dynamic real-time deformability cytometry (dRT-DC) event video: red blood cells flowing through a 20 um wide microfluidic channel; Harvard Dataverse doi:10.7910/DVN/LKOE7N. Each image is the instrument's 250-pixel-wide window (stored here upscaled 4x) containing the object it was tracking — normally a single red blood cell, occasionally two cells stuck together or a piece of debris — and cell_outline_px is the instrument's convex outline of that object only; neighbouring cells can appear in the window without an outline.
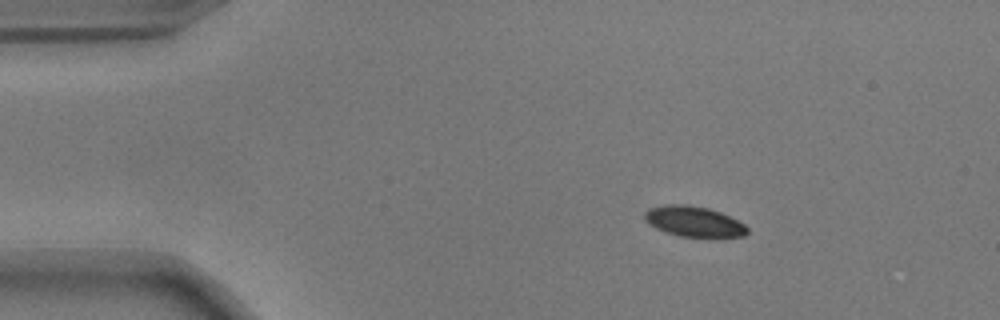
{"species": "common noctule bat (a hibernating species)", "species_latin": "Nyctalus noctula", "temperature_condition": "warm", "stored_images_in_passage": 47, "camera_frame_rate_fps": 3000, "um_per_image_px": 0.085, "animal": {"sex": "male", "body_mass_g": 17.9}, "frame": {"image": 1, "passage_image": 1, "time_ms": 0.0, "image_size_px": [1000, 320], "cell_outline_px": [[748, 232], [744, 236], [680, 236], [656, 228], [648, 224], [644, 220], [644, 212], [648, 208], [664, 204], [688, 204], [708, 208], [720, 212], [744, 224], [748, 228]], "centroid_in_image_um": [58.92, 18.8], "position_along_channel_um": 26.1, "area_um2": 18.03}}
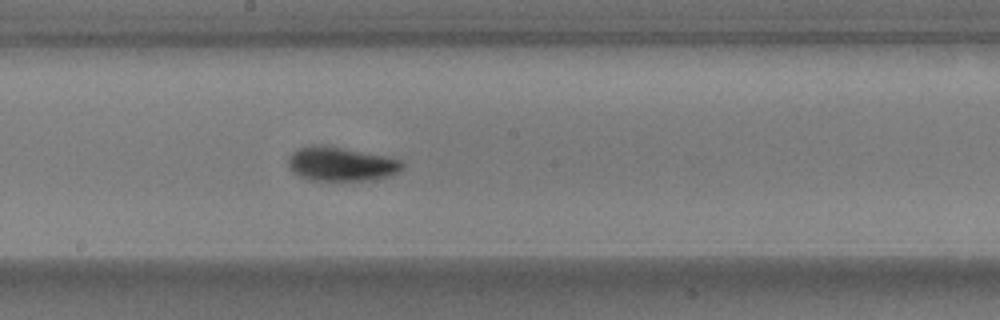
{"frame": {"image": 2, "passage_image": 22, "time_ms": 7.0, "image_size_px": [1000, 320], "cell_outline_px": [[404, 168], [388, 176], [368, 180], [308, 180], [292, 172], [288, 168], [288, 156], [296, 148], [308, 144], [324, 144], [384, 156], [400, 160], [404, 164]], "centroid_in_image_um": [28.9, 13.92], "position_along_channel_um": 219.3, "area_um2": 22.83}}
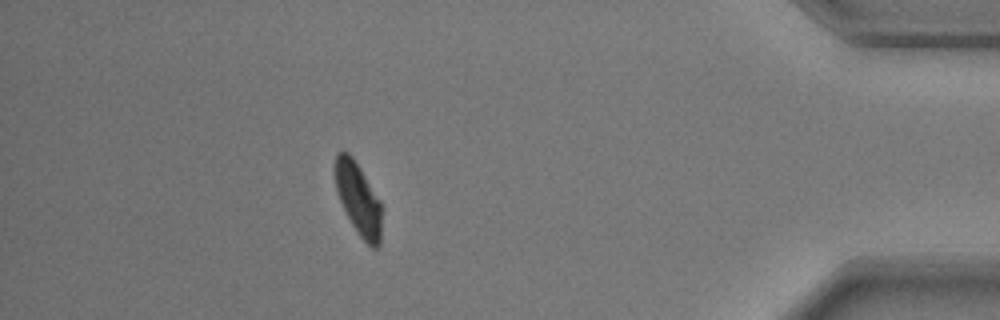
{"frame": {"image": 3, "passage_image": 41, "time_ms": 13.333, "image_size_px": [1000, 320], "cell_outline_px": [[380, 244], [376, 248], [372, 248], [360, 236], [352, 224], [336, 192], [336, 152], [344, 148], [352, 156], [360, 168], [380, 200]], "centroid_in_image_um": [30.44, 16.87], "position_along_channel_um": 404.8, "area_um2": 19.19}, "authors_computed_cell_mechanics": {"area_um2": 21.2126, "velocity_mm_per_s": 3.6859, "shape_relaxation_time_tau1_ms": 2.7392, "shape_relaxation_time_tau2_ms": 1.6557, "deformation_change_tau1": 0.1311, "deformation_change_tau2": 0.0614}}